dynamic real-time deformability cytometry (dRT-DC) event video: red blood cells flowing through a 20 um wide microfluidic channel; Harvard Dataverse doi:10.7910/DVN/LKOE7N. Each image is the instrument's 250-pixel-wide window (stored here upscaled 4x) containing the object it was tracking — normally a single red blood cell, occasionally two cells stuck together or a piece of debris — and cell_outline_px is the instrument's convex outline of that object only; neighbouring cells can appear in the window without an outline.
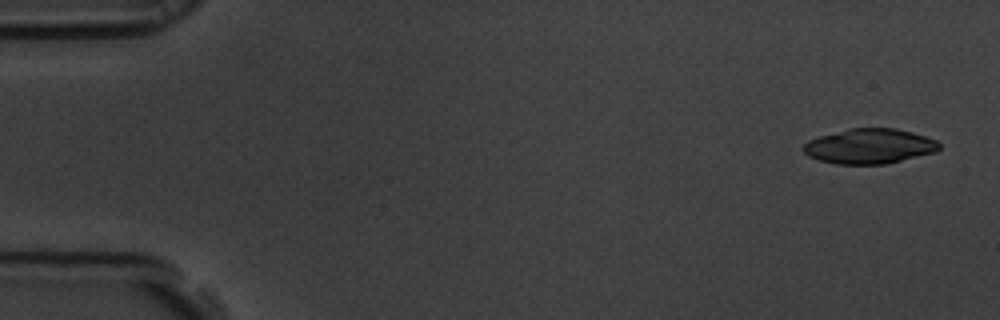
{"species": "common noctule bat (a hibernating species)", "species_latin": "Nyctalus noctula", "temperature_condition": "room temperature", "stored_images_in_passage": 4, "camera_frame_rate_fps": 3000, "um_per_image_px": 0.085, "animal": {"sex": "male", "body_mass_g": 19.5, "forearm_length_mm": 54.6}, "frame": {"image": 1, "passage_image": 1, "time_ms": 0.0, "image_size_px": [1000, 320], "cell_outline_px": [[940, 148], [936, 152], [884, 164], [836, 164], [820, 160], [808, 156], [804, 152], [804, 144], [808, 140], [820, 136], [848, 128], [896, 128], [912, 132], [936, 140], [940, 144]], "centroid_in_image_um": [73.91, 12.42], "position_along_channel_um": 11.1, "area_um2": 27.57}}